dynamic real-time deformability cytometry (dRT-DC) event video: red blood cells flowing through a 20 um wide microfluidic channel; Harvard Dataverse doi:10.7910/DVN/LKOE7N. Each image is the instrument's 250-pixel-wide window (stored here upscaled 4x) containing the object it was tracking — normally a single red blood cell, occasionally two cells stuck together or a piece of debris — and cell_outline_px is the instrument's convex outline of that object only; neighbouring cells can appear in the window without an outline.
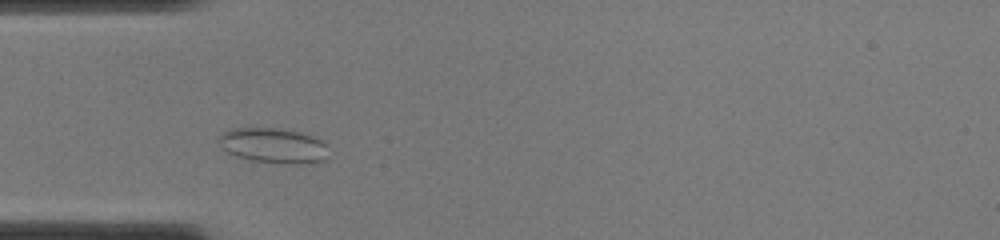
{"species": "common noctule bat (a hibernating species)", "species_latin": "Nyctalus noctula", "temperature_condition": "cold", "stored_images_in_passage": 39, "segment_of_instrument_passage": [1, 2], "camera_frame_rate_fps": 3000, "um_per_image_px": 0.085, "animal": {"sex": "female", "body_mass_g": 22.0, "forearm_length_mm": 56.7}, "frame": {"image": 1, "passage_image": 6, "time_ms": 1.667, "image_size_px": [1000, 240], "cell_outline_px": [[328, 156], [324, 160], [308, 164], [292, 164], [252, 160], [236, 156], [228, 152], [224, 148], [216, 136], [228, 128], [280, 128], [300, 132], [312, 136], [320, 140], [324, 144]], "centroid_in_image_um": [23.22, 12.36], "position_along_channel_um": 61.8, "area_um2": 22.43}}
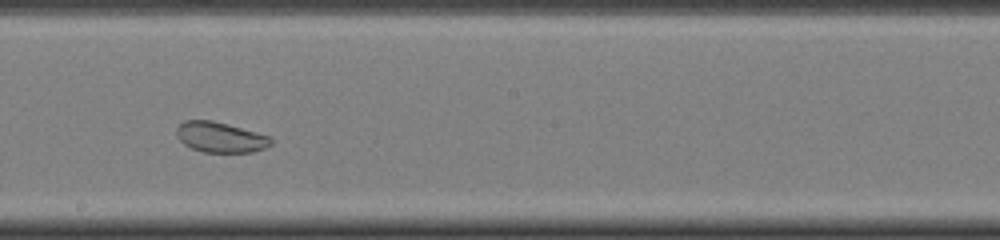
{"frame": {"image": 2, "passage_image": 18, "time_ms": 5.667, "image_size_px": [1000, 240], "cell_outline_px": [[272, 144], [264, 148], [252, 152], [204, 152], [192, 148], [184, 144], [176, 136], [176, 128], [184, 120], [212, 120], [228, 124], [272, 136]], "centroid_in_image_um": [18.74, 11.65], "position_along_channel_um": 229.5, "area_um2": 16.82}}
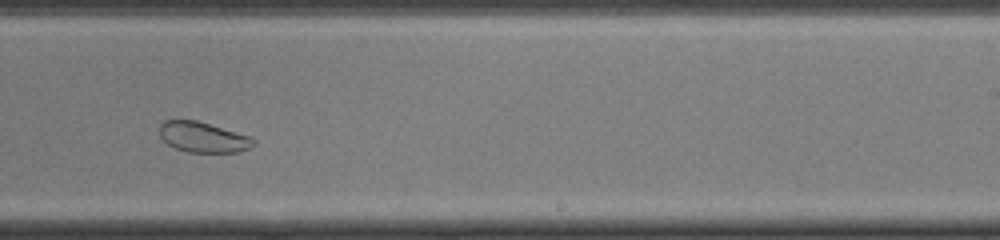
{"frame": {"image": 3, "passage_image": 21, "time_ms": 6.667, "image_size_px": [1000, 240], "cell_outline_px": [[256, 144], [248, 148], [236, 152], [188, 152], [176, 148], [168, 144], [160, 136], [160, 124], [164, 120], [196, 120], [252, 136], [256, 140]], "centroid_in_image_um": [17.29, 11.65], "position_along_channel_um": 271.7, "area_um2": 16.65}}